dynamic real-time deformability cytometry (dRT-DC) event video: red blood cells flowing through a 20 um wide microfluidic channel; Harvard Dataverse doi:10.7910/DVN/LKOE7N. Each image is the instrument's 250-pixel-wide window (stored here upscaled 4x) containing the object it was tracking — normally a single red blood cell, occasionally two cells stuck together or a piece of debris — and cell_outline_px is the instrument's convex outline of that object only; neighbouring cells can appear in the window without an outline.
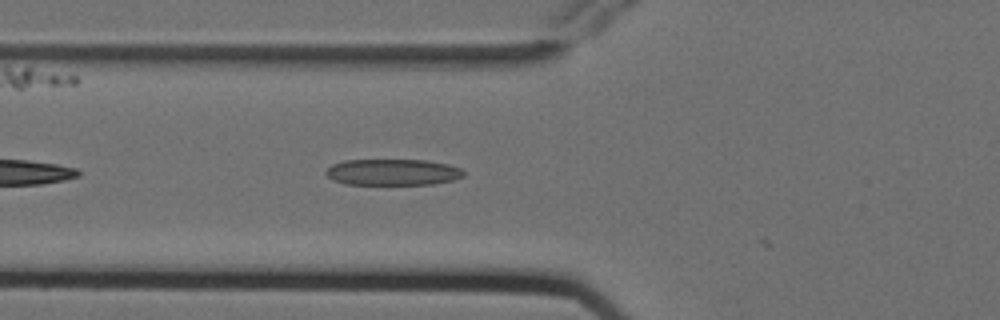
{"species": "Egyptian fruit bat (a non-hibernating species)", "species_latin": "Rousettus aegyptiacus", "temperature_condition": "cold", "stored_images_in_passage": 6, "camera_frame_rate_fps": 3000, "um_per_image_px": 0.085, "animal": {"sex": "female"}, "frame": {"image": 1, "passage_image": 6, "time_ms": 1.667, "image_size_px": [1000, 320], "cell_outline_px": [[464, 176], [452, 180], [432, 184], [344, 184], [332, 180], [324, 172], [332, 164], [344, 160], [424, 160], [448, 164], [460, 168], [464, 172]], "centroid_in_image_um": [33.35, 14.63], "position_along_channel_um": 92.4, "area_um2": 21.04}}